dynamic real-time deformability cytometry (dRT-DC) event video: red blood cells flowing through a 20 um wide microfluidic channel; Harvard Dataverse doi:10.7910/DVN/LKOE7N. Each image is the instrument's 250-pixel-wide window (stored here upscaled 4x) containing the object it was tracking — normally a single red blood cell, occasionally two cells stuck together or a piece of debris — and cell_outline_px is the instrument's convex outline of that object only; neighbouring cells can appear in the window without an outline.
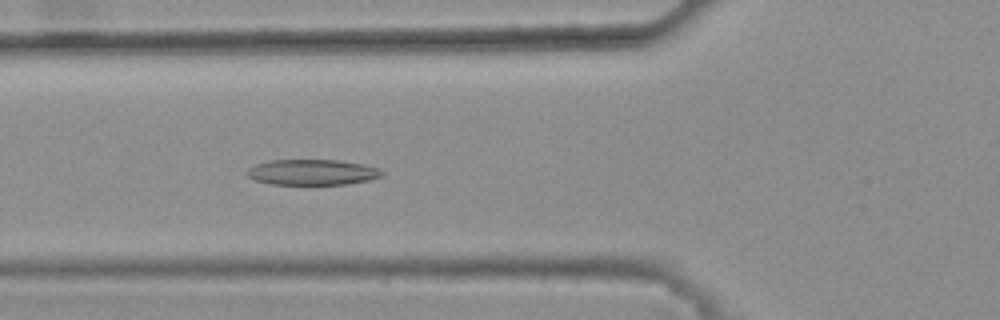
{"species": "common noctule bat (a hibernating species)", "species_latin": "Nyctalus noctula", "temperature_condition": "warm", "stored_images_in_passage": 45, "camera_frame_rate_fps": 3000, "um_per_image_px": 0.085, "animal": {"sex": "female", "body_mass_g": 25.1}, "frame": {"image": 1, "passage_image": 19, "time_ms": 6.0, "image_size_px": [1000, 320], "cell_outline_px": [[384, 176], [368, 180], [348, 184], [272, 184], [256, 180], [248, 176], [244, 172], [248, 168], [256, 164], [268, 160], [340, 160], [364, 164], [380, 168], [384, 172]], "centroid_in_image_um": [26.57, 14.63], "position_along_channel_um": 99.2, "area_um2": 20.29}}
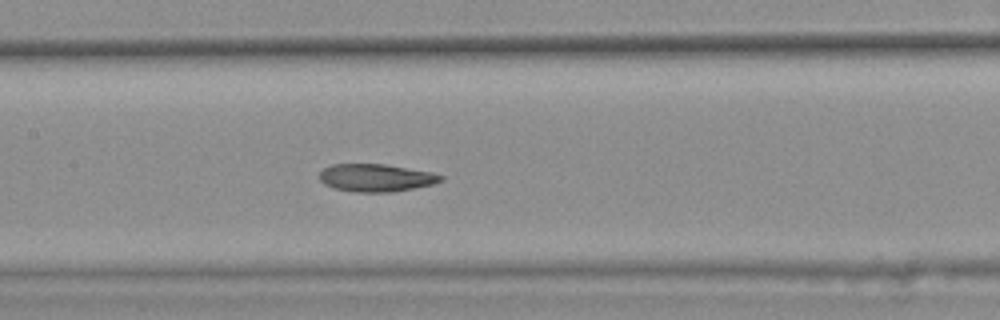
{"frame": {"image": 2, "passage_image": 25, "time_ms": 8.0, "image_size_px": [1000, 320], "cell_outline_px": [[444, 180], [432, 184], [392, 192], [356, 192], [336, 188], [324, 184], [320, 180], [320, 172], [324, 168], [332, 164], [384, 164], [432, 172], [444, 176]], "centroid_in_image_um": [31.97, 15.1], "position_along_channel_um": 175.4, "area_um2": 19.42}}
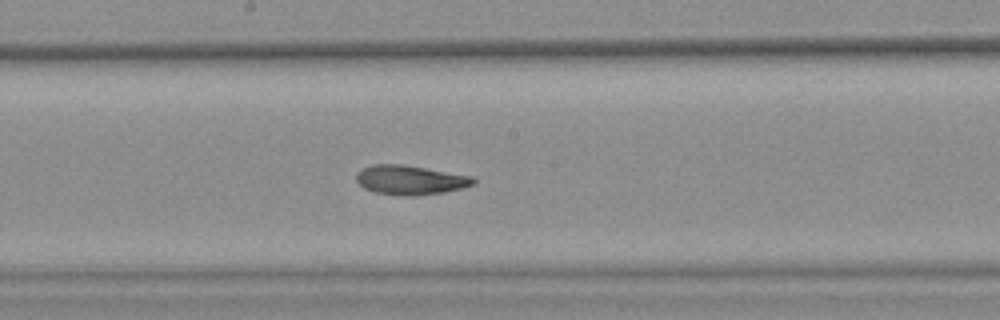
{"frame": {"image": 3, "passage_image": 28, "time_ms": 9.0, "image_size_px": [1000, 320], "cell_outline_px": [[476, 184], [444, 192], [412, 196], [404, 196], [376, 192], [364, 188], [356, 180], [356, 172], [372, 164], [400, 164], [472, 176], [476, 180]], "centroid_in_image_um": [34.86, 15.3], "position_along_channel_um": 213.3, "area_um2": 19.83}, "authors_computed_cell_mechanics": {"area_um2": 20.2878, "velocity_mm_per_s": 3.7961, "shape_relaxation_time_tau1_ms": 10.1371, "shape_relaxation_time_tau2_ms": 4.0341, "deformation_change_tau1": 0.2226, "deformation_change_tau2": 0.0967}}